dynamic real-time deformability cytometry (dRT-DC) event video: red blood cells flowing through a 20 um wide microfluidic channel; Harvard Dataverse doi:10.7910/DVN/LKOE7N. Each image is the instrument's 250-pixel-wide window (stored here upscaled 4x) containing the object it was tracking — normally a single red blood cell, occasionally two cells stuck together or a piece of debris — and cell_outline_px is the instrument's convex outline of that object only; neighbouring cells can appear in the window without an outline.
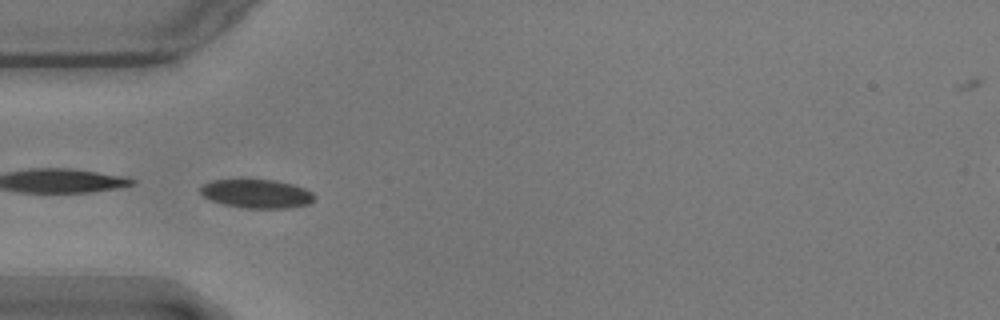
{"species": "common noctule bat (a hibernating species)", "species_latin": "Nyctalus noctula", "temperature_condition": "warm", "stored_images_in_passage": 14, "camera_frame_rate_fps": 3000, "um_per_image_px": 0.085, "animal": {"sex": "male", "body_mass_g": 17.9}, "frame": {"image": 1, "passage_image": 3, "time_ms": 0.667, "image_size_px": [1000, 320], "cell_outline_px": [[316, 200], [308, 204], [288, 208], [244, 208], [224, 204], [212, 200], [204, 196], [200, 192], [200, 188], [204, 184], [212, 180], [276, 180], [292, 184], [304, 188], [312, 192], [316, 196]], "centroid_in_image_um": [21.87, 16.47], "position_along_channel_um": 63.1, "area_um2": 19.02}}
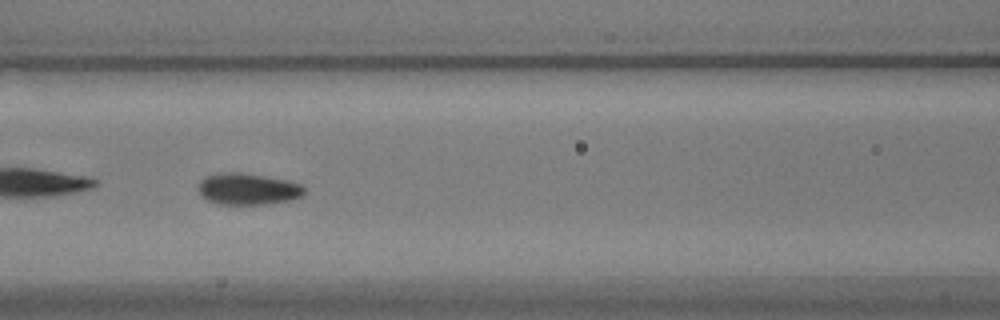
{"frame": {"image": 2, "passage_image": 10, "time_ms": 3.0, "image_size_px": [1000, 320], "cell_outline_px": [[304, 196], [288, 200], [268, 204], [216, 204], [200, 196], [200, 180], [204, 176], [216, 172], [244, 172], [284, 180], [300, 184], [304, 188]], "centroid_in_image_um": [21.03, 16.05], "position_along_channel_um": 145.6, "area_um2": 19.54}}
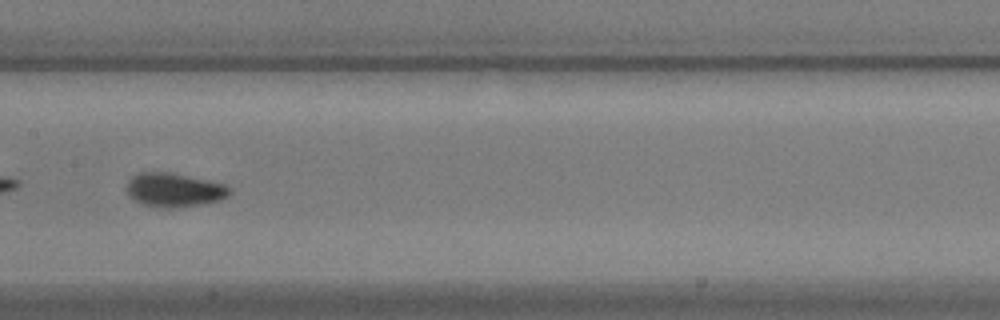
{"frame": {"image": 3, "passage_image": 14, "time_ms": 4.333, "image_size_px": [1000, 320], "cell_outline_px": [[232, 192], [228, 196], [220, 200], [200, 204], [168, 208], [152, 208], [140, 204], [128, 192], [128, 180], [132, 176], [140, 172], [172, 172], [208, 180], [224, 184]], "centroid_in_image_um": [14.8, 16.14], "position_along_channel_um": 192.6, "area_um2": 20.29}}